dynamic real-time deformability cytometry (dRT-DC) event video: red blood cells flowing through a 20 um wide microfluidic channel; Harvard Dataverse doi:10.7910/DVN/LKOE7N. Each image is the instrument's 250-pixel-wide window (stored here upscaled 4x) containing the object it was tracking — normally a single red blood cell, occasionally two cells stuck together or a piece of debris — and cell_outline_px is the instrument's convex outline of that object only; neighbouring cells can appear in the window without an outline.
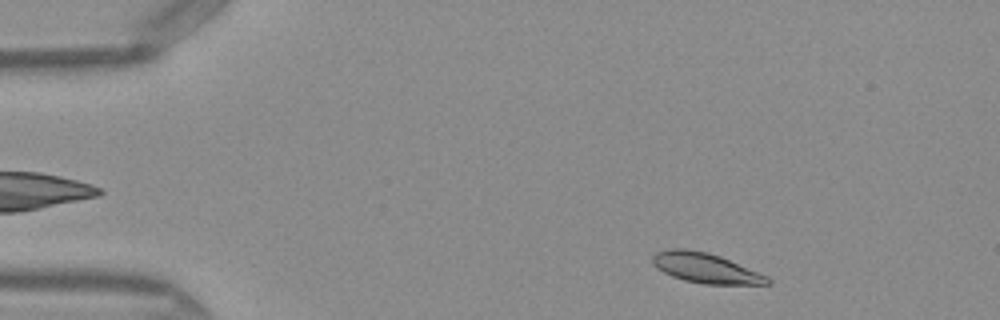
{"species": "Egyptian fruit bat (a non-hibernating species)", "species_latin": "Rousettus aegyptiacus", "temperature_condition": "warm", "stored_images_in_passage": 45, "camera_frame_rate_fps": 3000, "um_per_image_px": 0.085, "frame": {"image": 1, "passage_image": 3, "time_ms": 0.667, "image_size_px": [1000, 320], "cell_outline_px": [[772, 284], [704, 284], [684, 280], [672, 276], [656, 268], [652, 264], [652, 256], [656, 252], [668, 248], [684, 248], [708, 252], [720, 256], [768, 276], [772, 280]], "centroid_in_image_um": [59.96, 22.77], "position_along_channel_um": 25.0, "area_um2": 20.17}}
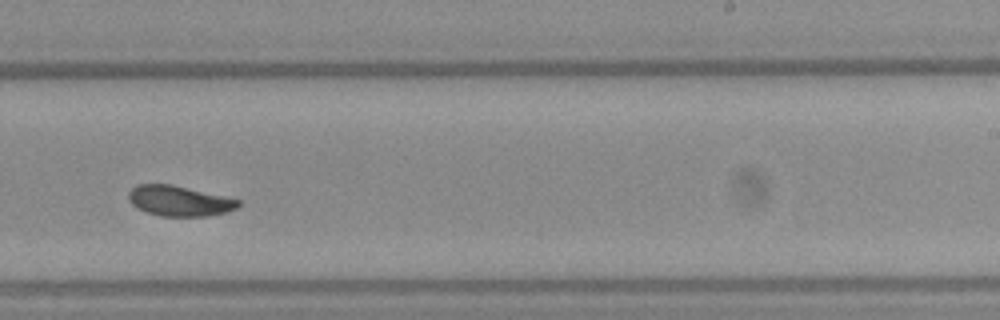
{"frame": {"image": 2, "passage_image": 27, "time_ms": 8.667, "image_size_px": [1000, 320], "cell_outline_px": [[240, 204], [236, 208], [228, 212], [208, 216], [160, 216], [136, 208], [128, 200], [128, 192], [136, 184], [172, 184], [240, 200]], "centroid_in_image_um": [15.21, 17.07], "position_along_channel_um": 273.8, "area_um2": 19.42}}
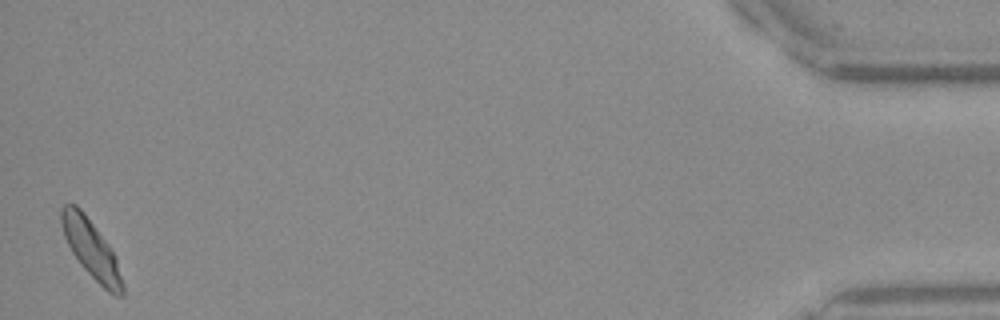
{"frame": {"image": 3, "passage_image": 45, "time_ms": 14.667, "image_size_px": [1000, 320], "cell_outline_px": [[124, 296], [116, 296], [108, 292], [80, 264], [72, 252], [64, 236], [60, 220], [60, 208], [64, 204], [76, 204], [84, 212], [108, 244], [116, 260], [124, 288]], "centroid_in_image_um": [7.73, 21.14], "position_along_channel_um": 427.5, "area_um2": 20.35}, "authors_computed_cell_mechanics": {"area_um2": 19.941, "velocity_mm_per_s": 4.0573, "shape_relaxation_time_tau1_ms": 1.798, "shape_relaxation_time_tau2_ms": 1.0494, "deformation_change_tau1": 0.1128, "deformation_change_tau2": 0.0549}}